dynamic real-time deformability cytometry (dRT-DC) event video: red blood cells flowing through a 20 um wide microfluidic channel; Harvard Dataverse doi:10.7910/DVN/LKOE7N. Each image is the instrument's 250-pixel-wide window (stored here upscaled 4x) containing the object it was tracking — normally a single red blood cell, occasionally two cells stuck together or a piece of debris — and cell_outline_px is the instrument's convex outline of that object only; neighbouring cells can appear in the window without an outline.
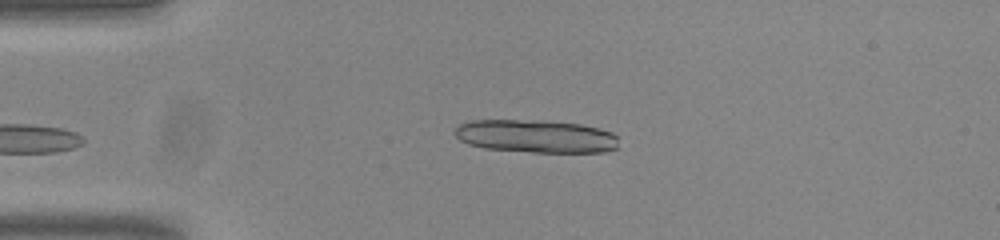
{"species": "common noctule bat (a hibernating species)", "species_latin": "Nyctalus noctula", "temperature_condition": "room temperature", "stored_images_in_passage": 17, "camera_frame_rate_fps": 3000, "um_per_image_px": 0.085, "animal": {"sex": "male", "body_mass_g": 20.0, "forearm_length_mm": 53.3}, "frame": {"image": 1, "passage_image": 3, "time_ms": 0.667, "image_size_px": [1000, 240], "cell_outline_px": [[616, 148], [604, 152], [532, 152], [484, 148], [468, 144], [460, 140], [452, 132], [460, 124], [472, 120], [544, 120], [580, 124], [612, 132], [616, 136]], "centroid_in_image_um": [45.51, 11.57], "position_along_channel_um": 39.5, "area_um2": 31.44}}